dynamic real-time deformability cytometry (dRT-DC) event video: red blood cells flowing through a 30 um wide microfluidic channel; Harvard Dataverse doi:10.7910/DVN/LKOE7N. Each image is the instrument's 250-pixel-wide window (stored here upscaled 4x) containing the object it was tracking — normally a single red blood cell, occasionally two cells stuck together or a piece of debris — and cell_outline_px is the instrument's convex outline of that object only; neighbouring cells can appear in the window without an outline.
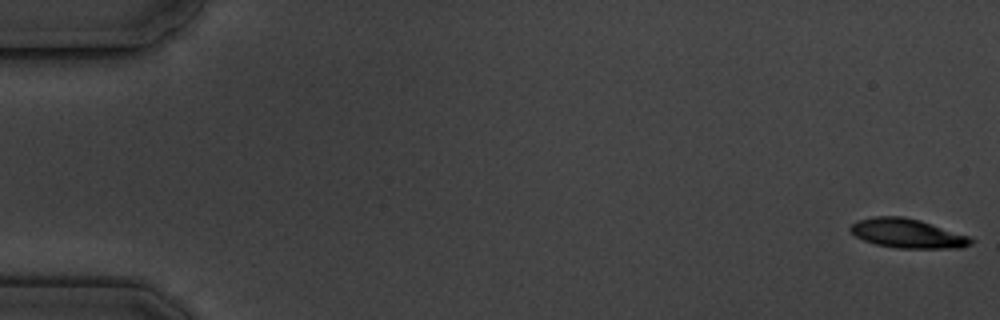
{"species": "common noctule bat (a hibernating species)", "species_latin": "Nyctalus noctula", "temperature_condition": "cold", "stored_images_in_passage": 6, "camera_frame_rate_fps": 3000, "um_per_image_px": 0.085, "animal": {"sex": "male", "body_mass_g": 19.5, "forearm_length_mm": 54.6}, "frame": {"image": 1, "passage_image": 1, "time_ms": 0.0, "image_size_px": [1000, 320], "cell_outline_px": [[976, 240], [972, 244], [964, 248], [896, 248], [876, 244], [864, 240], [856, 236], [848, 228], [856, 220], [872, 216], [904, 216], [920, 220], [968, 236]], "centroid_in_image_um": [77.14, 19.84], "position_along_channel_um": 7.9, "area_um2": 20.63}}